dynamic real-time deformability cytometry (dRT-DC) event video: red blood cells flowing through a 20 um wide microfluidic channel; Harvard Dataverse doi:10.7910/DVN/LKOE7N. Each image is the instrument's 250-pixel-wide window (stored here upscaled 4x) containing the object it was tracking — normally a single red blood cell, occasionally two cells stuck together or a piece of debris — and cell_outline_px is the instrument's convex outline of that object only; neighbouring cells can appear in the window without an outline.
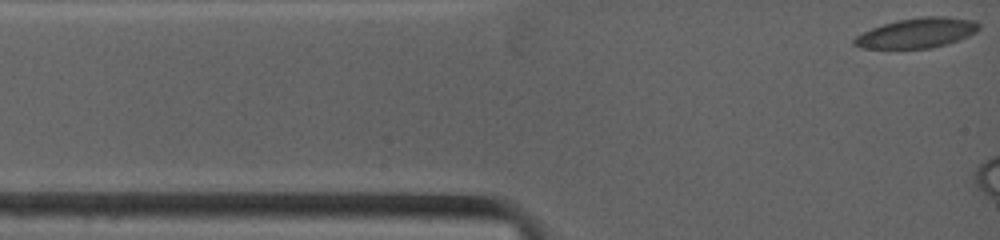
{"species": "common noctule bat (a hibernating species)", "species_latin": "Nyctalus noctula", "temperature_condition": "warm", "stored_images_in_passage": 5, "camera_frame_rate_fps": 4500, "um_per_image_px": 0.085, "animal": {"sex": "female", "body_mass_g": 19.0, "forearm_length_mm": 53.3}, "frame": {"image": 1, "passage_image": 1, "time_ms": 0.0, "image_size_px": [1000, 240], "cell_outline_px": [[980, 28], [976, 32], [960, 40], [948, 44], [932, 48], [860, 48], [852, 44], [852, 40], [856, 36], [872, 28], [896, 20], [920, 16], [944, 16], [976, 20], [980, 24]], "centroid_in_image_um": [77.98, 2.79], "position_along_channel_um": 7.0, "area_um2": 21.96}}